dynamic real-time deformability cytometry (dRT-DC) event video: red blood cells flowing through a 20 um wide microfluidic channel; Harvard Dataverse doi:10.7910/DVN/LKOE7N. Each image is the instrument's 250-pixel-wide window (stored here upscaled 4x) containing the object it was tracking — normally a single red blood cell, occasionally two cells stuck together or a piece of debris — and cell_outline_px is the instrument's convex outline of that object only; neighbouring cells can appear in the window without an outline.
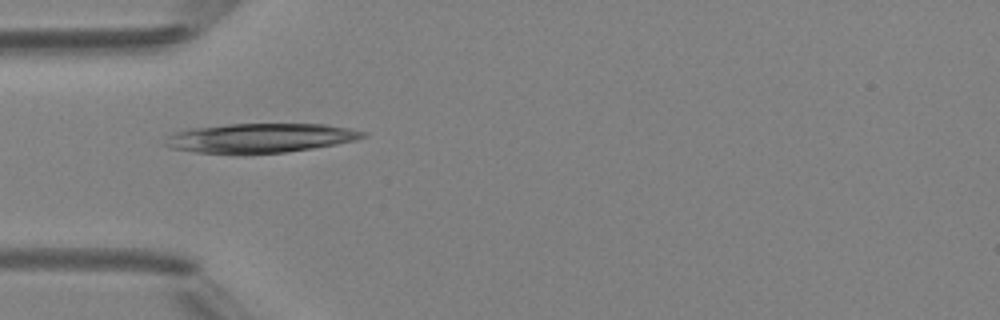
{"species": "Egyptian fruit bat (a non-hibernating species)", "species_latin": "Rousettus aegyptiacus", "temperature_condition": "room temperature", "stored_images_in_passage": 5, "camera_frame_rate_fps": 3000, "um_per_image_px": 0.085, "animal": {"sex": "female"}, "frame": {"image": 1, "passage_image": 4, "time_ms": 4.333, "image_size_px": [1000, 320], "cell_outline_px": [[368, 136], [356, 140], [336, 144], [312, 148], [284, 152], [240, 156], [196, 152], [172, 148], [164, 144], [168, 136], [176, 132], [188, 128], [228, 124], [324, 124], [348, 128], [368, 132]], "centroid_in_image_um": [22.11, 11.75], "position_along_channel_um": 62.9, "area_um2": 34.39}}
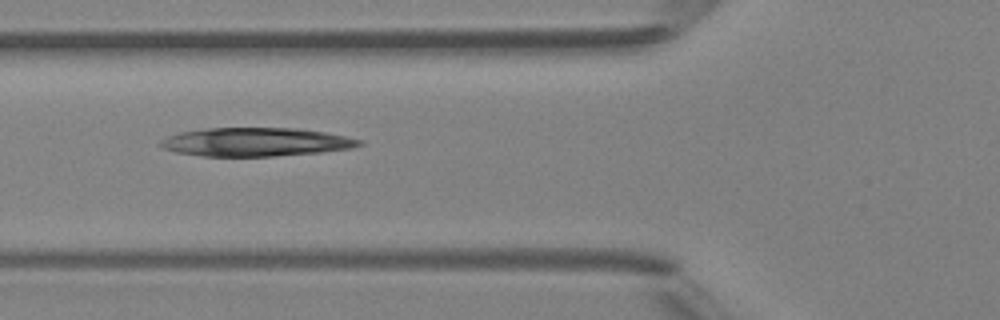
{"frame": {"image": 2, "passage_image": 5, "time_ms": 5.333, "image_size_px": [1000, 320], "cell_outline_px": [[364, 144], [352, 148], [320, 152], [272, 156], [204, 156], [176, 152], [164, 148], [160, 144], [160, 140], [168, 136], [180, 132], [208, 128], [296, 128], [324, 132], [364, 140]], "centroid_in_image_um": [21.76, 12.07], "position_along_channel_um": 104.0, "area_um2": 32.89}}